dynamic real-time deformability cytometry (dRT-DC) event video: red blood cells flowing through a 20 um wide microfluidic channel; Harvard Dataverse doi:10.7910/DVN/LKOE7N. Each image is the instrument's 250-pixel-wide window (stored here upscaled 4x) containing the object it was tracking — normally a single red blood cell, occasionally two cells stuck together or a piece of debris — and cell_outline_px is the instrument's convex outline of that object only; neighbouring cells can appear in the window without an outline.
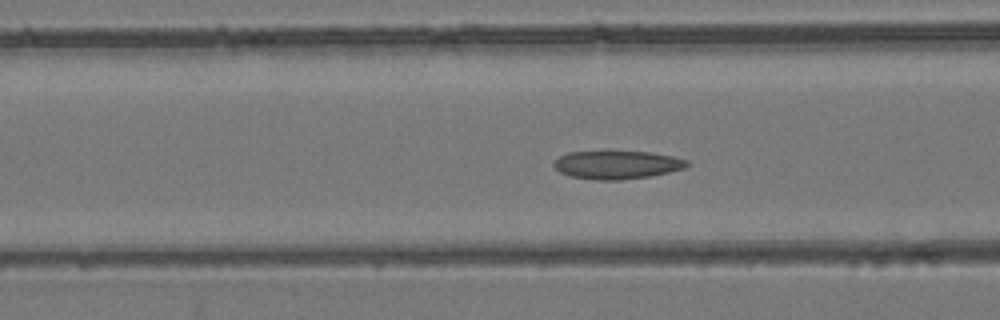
{"species": "common noctule bat (a hibernating species)", "species_latin": "Nyctalus noctula", "temperature_condition": "room temperature", "stored_images_in_passage": 54, "camera_frame_rate_fps": 3000, "um_per_image_px": 0.085, "animal": {"sex": "female", "body_mass_g": 24.6, "forearm_length_mm": 56.2}, "frame": {"image": 1, "passage_image": 22, "time_ms": 7.0, "image_size_px": [1000, 320], "cell_outline_px": [[692, 164], [684, 168], [668, 172], [648, 176], [620, 180], [596, 180], [572, 176], [560, 172], [552, 164], [560, 156], [568, 152], [652, 152], [672, 156], [688, 160]], "centroid_in_image_um": [52.47, 14.01], "position_along_channel_um": 114.1, "area_um2": 21.68}}
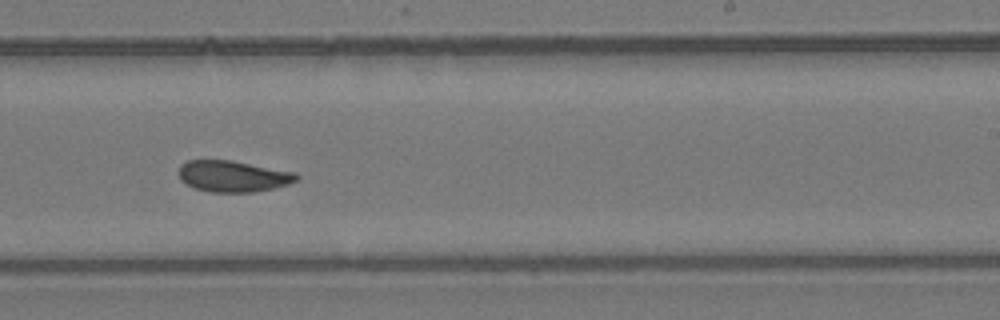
{"frame": {"image": 2, "passage_image": 34, "time_ms": 11.0, "image_size_px": [1000, 320], "cell_outline_px": [[300, 176], [296, 180], [288, 184], [272, 188], [252, 192], [212, 192], [196, 188], [180, 180], [180, 164], [188, 160], [228, 160], [296, 172]], "centroid_in_image_um": [19.81, 14.97], "position_along_channel_um": 269.2, "area_um2": 21.15}}
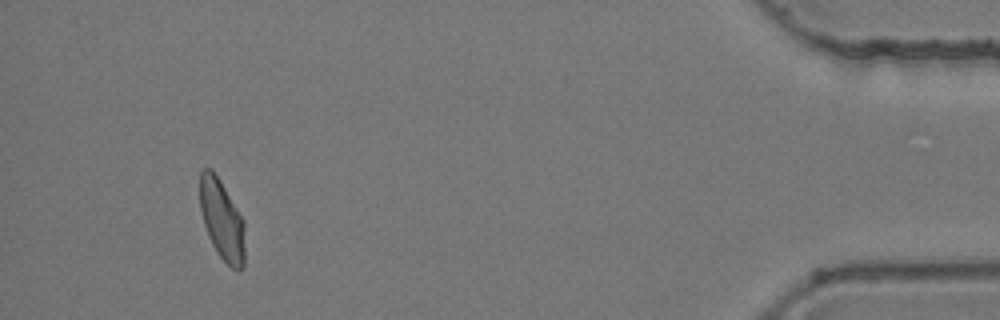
{"frame": {"image": 3, "passage_image": 51, "time_ms": 16.667, "image_size_px": [1000, 320], "cell_outline_px": [[244, 268], [240, 272], [232, 268], [216, 252], [208, 236], [204, 224], [200, 208], [200, 172], [204, 168], [212, 168], [220, 180], [244, 220]], "centroid_in_image_um": [18.87, 18.7], "position_along_channel_um": 416.3, "area_um2": 21.1}, "authors_computed_cell_mechanics": {"area_um2": 21.9929, "velocity_mm_per_s": 3.8909, "shape_relaxation_time_tau1_ms": null, "shape_relaxation_time_tau2_ms": 1.9187, "deformation_change_tau1": null, "deformation_change_tau2": 0.0786}}